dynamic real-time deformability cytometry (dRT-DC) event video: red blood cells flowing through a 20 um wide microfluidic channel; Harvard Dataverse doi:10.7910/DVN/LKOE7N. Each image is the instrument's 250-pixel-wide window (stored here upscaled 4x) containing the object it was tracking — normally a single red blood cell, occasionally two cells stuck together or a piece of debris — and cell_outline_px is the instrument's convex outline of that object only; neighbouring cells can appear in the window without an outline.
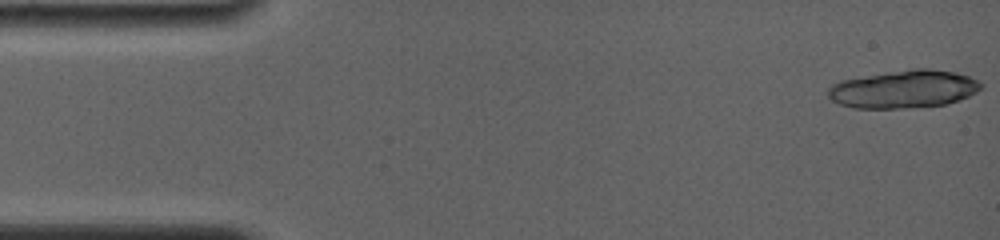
{"species": "common noctule bat (a hibernating species)", "species_latin": "Nyctalus noctula", "temperature_condition": "room temperature", "stored_images_in_passage": 12, "camera_frame_rate_fps": 4000, "um_per_image_px": 0.085, "animal": {"sex": "female", "body_mass_g": 19.0, "forearm_length_mm": 56.7}, "frame": {"image": 1, "passage_image": 1, "time_ms": 0.0, "image_size_px": [1000, 240], "cell_outline_px": [[984, 88], [960, 100], [948, 104], [912, 108], [852, 108], [840, 104], [832, 100], [828, 96], [828, 88], [832, 84], [840, 80], [912, 68], [928, 68], [956, 72], [980, 80], [984, 84]], "centroid_in_image_um": [76.87, 7.58], "position_along_channel_um": 8.1, "area_um2": 34.16}}